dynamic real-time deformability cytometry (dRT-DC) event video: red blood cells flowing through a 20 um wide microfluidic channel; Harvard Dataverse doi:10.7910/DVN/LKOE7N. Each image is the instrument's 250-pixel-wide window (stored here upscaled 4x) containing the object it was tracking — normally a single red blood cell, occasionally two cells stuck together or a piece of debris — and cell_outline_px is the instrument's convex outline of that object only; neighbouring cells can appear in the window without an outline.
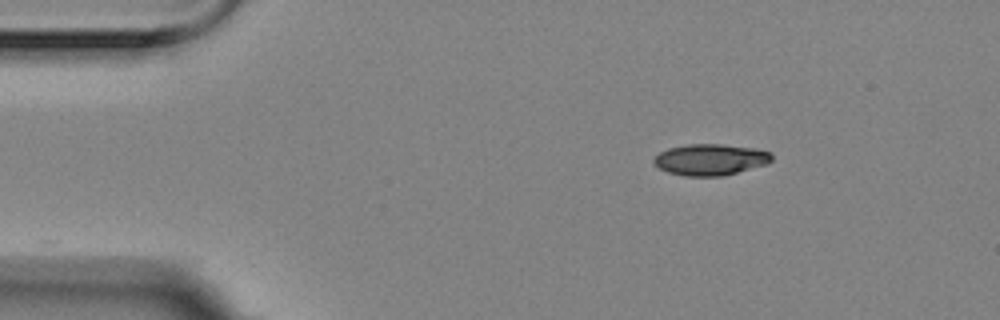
{"species": "Egyptian fruit bat (a non-hibernating species)", "species_latin": "Rousettus aegyptiacus", "temperature_condition": "room temperature", "stored_images_in_passage": 3, "camera_frame_rate_fps": 3000, "um_per_image_px": 0.085, "animal": {"sex": "female"}, "frame": {"image": 1, "passage_image": 1, "time_ms": 0.0, "image_size_px": [1000, 320], "cell_outline_px": [[772, 160], [768, 164], [720, 176], [684, 176], [668, 172], [660, 168], [652, 160], [660, 152], [668, 148], [688, 144], [720, 144], [756, 148], [772, 152]], "centroid_in_image_um": [60.41, 13.56], "position_along_channel_um": 24.6, "area_um2": 21.44}}